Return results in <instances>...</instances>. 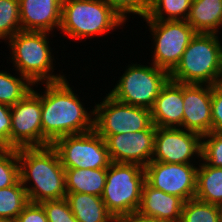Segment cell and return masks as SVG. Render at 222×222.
<instances>
[{
	"mask_svg": "<svg viewBox=\"0 0 222 222\" xmlns=\"http://www.w3.org/2000/svg\"><path fill=\"white\" fill-rule=\"evenodd\" d=\"M45 88L44 95L41 94L42 146L51 145L62 136L94 129V111L90 114L85 110L66 77L58 82H45Z\"/></svg>",
	"mask_w": 222,
	"mask_h": 222,
	"instance_id": "6da1fadb",
	"label": "cell"
},
{
	"mask_svg": "<svg viewBox=\"0 0 222 222\" xmlns=\"http://www.w3.org/2000/svg\"><path fill=\"white\" fill-rule=\"evenodd\" d=\"M18 162L20 182L31 203L66 198L65 168L52 145L19 148Z\"/></svg>",
	"mask_w": 222,
	"mask_h": 222,
	"instance_id": "7a4b0ae2",
	"label": "cell"
},
{
	"mask_svg": "<svg viewBox=\"0 0 222 222\" xmlns=\"http://www.w3.org/2000/svg\"><path fill=\"white\" fill-rule=\"evenodd\" d=\"M215 33H196L170 80L181 84L222 83V45Z\"/></svg>",
	"mask_w": 222,
	"mask_h": 222,
	"instance_id": "3957f363",
	"label": "cell"
},
{
	"mask_svg": "<svg viewBox=\"0 0 222 222\" xmlns=\"http://www.w3.org/2000/svg\"><path fill=\"white\" fill-rule=\"evenodd\" d=\"M144 182L145 169L141 165L112 162L107 168L101 198L117 222L137 212Z\"/></svg>",
	"mask_w": 222,
	"mask_h": 222,
	"instance_id": "277c9868",
	"label": "cell"
},
{
	"mask_svg": "<svg viewBox=\"0 0 222 222\" xmlns=\"http://www.w3.org/2000/svg\"><path fill=\"white\" fill-rule=\"evenodd\" d=\"M124 22L102 0H62L60 29L68 38L102 36Z\"/></svg>",
	"mask_w": 222,
	"mask_h": 222,
	"instance_id": "5b68a950",
	"label": "cell"
},
{
	"mask_svg": "<svg viewBox=\"0 0 222 222\" xmlns=\"http://www.w3.org/2000/svg\"><path fill=\"white\" fill-rule=\"evenodd\" d=\"M47 34L21 30L8 40L16 70L34 85L39 81L58 82L65 78L64 75L50 73L51 70L53 72L54 58L51 56Z\"/></svg>",
	"mask_w": 222,
	"mask_h": 222,
	"instance_id": "8992f818",
	"label": "cell"
},
{
	"mask_svg": "<svg viewBox=\"0 0 222 222\" xmlns=\"http://www.w3.org/2000/svg\"><path fill=\"white\" fill-rule=\"evenodd\" d=\"M152 66L128 65L125 73L108 94L114 99L151 110L170 74L153 63Z\"/></svg>",
	"mask_w": 222,
	"mask_h": 222,
	"instance_id": "52a82bcc",
	"label": "cell"
},
{
	"mask_svg": "<svg viewBox=\"0 0 222 222\" xmlns=\"http://www.w3.org/2000/svg\"><path fill=\"white\" fill-rule=\"evenodd\" d=\"M51 145L64 168H108L112 163L105 140L94 129L59 137Z\"/></svg>",
	"mask_w": 222,
	"mask_h": 222,
	"instance_id": "ba28073f",
	"label": "cell"
},
{
	"mask_svg": "<svg viewBox=\"0 0 222 222\" xmlns=\"http://www.w3.org/2000/svg\"><path fill=\"white\" fill-rule=\"evenodd\" d=\"M146 20L154 40L152 63L169 74L179 64L191 39L197 33L187 21Z\"/></svg>",
	"mask_w": 222,
	"mask_h": 222,
	"instance_id": "9c48e42d",
	"label": "cell"
},
{
	"mask_svg": "<svg viewBox=\"0 0 222 222\" xmlns=\"http://www.w3.org/2000/svg\"><path fill=\"white\" fill-rule=\"evenodd\" d=\"M94 111V130L99 135H117L148 129L151 110L122 103L107 94Z\"/></svg>",
	"mask_w": 222,
	"mask_h": 222,
	"instance_id": "30bf717a",
	"label": "cell"
},
{
	"mask_svg": "<svg viewBox=\"0 0 222 222\" xmlns=\"http://www.w3.org/2000/svg\"><path fill=\"white\" fill-rule=\"evenodd\" d=\"M41 95L30 91L11 106L10 149L42 147Z\"/></svg>",
	"mask_w": 222,
	"mask_h": 222,
	"instance_id": "8fae6325",
	"label": "cell"
},
{
	"mask_svg": "<svg viewBox=\"0 0 222 222\" xmlns=\"http://www.w3.org/2000/svg\"><path fill=\"white\" fill-rule=\"evenodd\" d=\"M144 169L145 181L153 188L184 201L195 197L198 167L193 164L151 161Z\"/></svg>",
	"mask_w": 222,
	"mask_h": 222,
	"instance_id": "7c38bea8",
	"label": "cell"
},
{
	"mask_svg": "<svg viewBox=\"0 0 222 222\" xmlns=\"http://www.w3.org/2000/svg\"><path fill=\"white\" fill-rule=\"evenodd\" d=\"M202 136L174 127H156L152 161L188 164L197 154L201 159Z\"/></svg>",
	"mask_w": 222,
	"mask_h": 222,
	"instance_id": "4fadbf2b",
	"label": "cell"
},
{
	"mask_svg": "<svg viewBox=\"0 0 222 222\" xmlns=\"http://www.w3.org/2000/svg\"><path fill=\"white\" fill-rule=\"evenodd\" d=\"M156 126L146 130L117 135H100L106 143L109 156L114 163L138 164L143 168L153 158Z\"/></svg>",
	"mask_w": 222,
	"mask_h": 222,
	"instance_id": "5bb4252c",
	"label": "cell"
},
{
	"mask_svg": "<svg viewBox=\"0 0 222 222\" xmlns=\"http://www.w3.org/2000/svg\"><path fill=\"white\" fill-rule=\"evenodd\" d=\"M212 85L183 84V123L187 131L204 136L212 132Z\"/></svg>",
	"mask_w": 222,
	"mask_h": 222,
	"instance_id": "9a60e30c",
	"label": "cell"
},
{
	"mask_svg": "<svg viewBox=\"0 0 222 222\" xmlns=\"http://www.w3.org/2000/svg\"><path fill=\"white\" fill-rule=\"evenodd\" d=\"M19 11L22 31L60 29L62 0H19Z\"/></svg>",
	"mask_w": 222,
	"mask_h": 222,
	"instance_id": "2e32d148",
	"label": "cell"
},
{
	"mask_svg": "<svg viewBox=\"0 0 222 222\" xmlns=\"http://www.w3.org/2000/svg\"><path fill=\"white\" fill-rule=\"evenodd\" d=\"M183 106V84L169 79L151 108L152 123L156 127L181 128Z\"/></svg>",
	"mask_w": 222,
	"mask_h": 222,
	"instance_id": "e0dca14e",
	"label": "cell"
},
{
	"mask_svg": "<svg viewBox=\"0 0 222 222\" xmlns=\"http://www.w3.org/2000/svg\"><path fill=\"white\" fill-rule=\"evenodd\" d=\"M184 202L182 198L157 190L145 181L137 213L180 222Z\"/></svg>",
	"mask_w": 222,
	"mask_h": 222,
	"instance_id": "ac0fdd59",
	"label": "cell"
},
{
	"mask_svg": "<svg viewBox=\"0 0 222 222\" xmlns=\"http://www.w3.org/2000/svg\"><path fill=\"white\" fill-rule=\"evenodd\" d=\"M66 199L78 222H117L99 196L87 193H67Z\"/></svg>",
	"mask_w": 222,
	"mask_h": 222,
	"instance_id": "d6986e66",
	"label": "cell"
},
{
	"mask_svg": "<svg viewBox=\"0 0 222 222\" xmlns=\"http://www.w3.org/2000/svg\"><path fill=\"white\" fill-rule=\"evenodd\" d=\"M186 21L197 33L218 34L222 26V0H192Z\"/></svg>",
	"mask_w": 222,
	"mask_h": 222,
	"instance_id": "ffe728a7",
	"label": "cell"
},
{
	"mask_svg": "<svg viewBox=\"0 0 222 222\" xmlns=\"http://www.w3.org/2000/svg\"><path fill=\"white\" fill-rule=\"evenodd\" d=\"M107 168H65L67 193H87L101 197L106 183Z\"/></svg>",
	"mask_w": 222,
	"mask_h": 222,
	"instance_id": "44dd1931",
	"label": "cell"
},
{
	"mask_svg": "<svg viewBox=\"0 0 222 222\" xmlns=\"http://www.w3.org/2000/svg\"><path fill=\"white\" fill-rule=\"evenodd\" d=\"M197 169V200L222 206V168L201 163Z\"/></svg>",
	"mask_w": 222,
	"mask_h": 222,
	"instance_id": "7402d4cb",
	"label": "cell"
},
{
	"mask_svg": "<svg viewBox=\"0 0 222 222\" xmlns=\"http://www.w3.org/2000/svg\"><path fill=\"white\" fill-rule=\"evenodd\" d=\"M15 77L6 71H0V103L12 106L21 101L34 84L25 76Z\"/></svg>",
	"mask_w": 222,
	"mask_h": 222,
	"instance_id": "603a6c76",
	"label": "cell"
},
{
	"mask_svg": "<svg viewBox=\"0 0 222 222\" xmlns=\"http://www.w3.org/2000/svg\"><path fill=\"white\" fill-rule=\"evenodd\" d=\"M191 4L192 0H151L147 17L159 21H186Z\"/></svg>",
	"mask_w": 222,
	"mask_h": 222,
	"instance_id": "cb8c5ba5",
	"label": "cell"
},
{
	"mask_svg": "<svg viewBox=\"0 0 222 222\" xmlns=\"http://www.w3.org/2000/svg\"><path fill=\"white\" fill-rule=\"evenodd\" d=\"M29 202L20 180L15 185L0 189V217L17 219Z\"/></svg>",
	"mask_w": 222,
	"mask_h": 222,
	"instance_id": "d4e9b609",
	"label": "cell"
},
{
	"mask_svg": "<svg viewBox=\"0 0 222 222\" xmlns=\"http://www.w3.org/2000/svg\"><path fill=\"white\" fill-rule=\"evenodd\" d=\"M220 206L196 198L184 202L180 222H218Z\"/></svg>",
	"mask_w": 222,
	"mask_h": 222,
	"instance_id": "484cf974",
	"label": "cell"
},
{
	"mask_svg": "<svg viewBox=\"0 0 222 222\" xmlns=\"http://www.w3.org/2000/svg\"><path fill=\"white\" fill-rule=\"evenodd\" d=\"M21 30L19 0H0V39L9 40Z\"/></svg>",
	"mask_w": 222,
	"mask_h": 222,
	"instance_id": "4316f807",
	"label": "cell"
},
{
	"mask_svg": "<svg viewBox=\"0 0 222 222\" xmlns=\"http://www.w3.org/2000/svg\"><path fill=\"white\" fill-rule=\"evenodd\" d=\"M20 180L18 149H0V189Z\"/></svg>",
	"mask_w": 222,
	"mask_h": 222,
	"instance_id": "83f0119b",
	"label": "cell"
},
{
	"mask_svg": "<svg viewBox=\"0 0 222 222\" xmlns=\"http://www.w3.org/2000/svg\"><path fill=\"white\" fill-rule=\"evenodd\" d=\"M202 140L201 159L209 166L222 168V132H210Z\"/></svg>",
	"mask_w": 222,
	"mask_h": 222,
	"instance_id": "f1b7e54d",
	"label": "cell"
},
{
	"mask_svg": "<svg viewBox=\"0 0 222 222\" xmlns=\"http://www.w3.org/2000/svg\"><path fill=\"white\" fill-rule=\"evenodd\" d=\"M110 6L125 22L127 14H138L145 18L149 11L151 0H102Z\"/></svg>",
	"mask_w": 222,
	"mask_h": 222,
	"instance_id": "f546056e",
	"label": "cell"
},
{
	"mask_svg": "<svg viewBox=\"0 0 222 222\" xmlns=\"http://www.w3.org/2000/svg\"><path fill=\"white\" fill-rule=\"evenodd\" d=\"M40 204L45 209L48 222H78L66 198L46 200Z\"/></svg>",
	"mask_w": 222,
	"mask_h": 222,
	"instance_id": "4dcf8cb0",
	"label": "cell"
},
{
	"mask_svg": "<svg viewBox=\"0 0 222 222\" xmlns=\"http://www.w3.org/2000/svg\"><path fill=\"white\" fill-rule=\"evenodd\" d=\"M212 132H222V83L212 85Z\"/></svg>",
	"mask_w": 222,
	"mask_h": 222,
	"instance_id": "1f68e13d",
	"label": "cell"
},
{
	"mask_svg": "<svg viewBox=\"0 0 222 222\" xmlns=\"http://www.w3.org/2000/svg\"><path fill=\"white\" fill-rule=\"evenodd\" d=\"M11 107L0 103V149H10Z\"/></svg>",
	"mask_w": 222,
	"mask_h": 222,
	"instance_id": "d6a6232c",
	"label": "cell"
},
{
	"mask_svg": "<svg viewBox=\"0 0 222 222\" xmlns=\"http://www.w3.org/2000/svg\"><path fill=\"white\" fill-rule=\"evenodd\" d=\"M17 222H48L45 209L40 203H31L18 215Z\"/></svg>",
	"mask_w": 222,
	"mask_h": 222,
	"instance_id": "836d02e7",
	"label": "cell"
},
{
	"mask_svg": "<svg viewBox=\"0 0 222 222\" xmlns=\"http://www.w3.org/2000/svg\"><path fill=\"white\" fill-rule=\"evenodd\" d=\"M121 222H175V221L156 218V217H149L135 212L130 216L124 218Z\"/></svg>",
	"mask_w": 222,
	"mask_h": 222,
	"instance_id": "e575fe53",
	"label": "cell"
},
{
	"mask_svg": "<svg viewBox=\"0 0 222 222\" xmlns=\"http://www.w3.org/2000/svg\"><path fill=\"white\" fill-rule=\"evenodd\" d=\"M0 222H17V220L8 217H0Z\"/></svg>",
	"mask_w": 222,
	"mask_h": 222,
	"instance_id": "d590c367",
	"label": "cell"
},
{
	"mask_svg": "<svg viewBox=\"0 0 222 222\" xmlns=\"http://www.w3.org/2000/svg\"><path fill=\"white\" fill-rule=\"evenodd\" d=\"M218 222H222V206H220Z\"/></svg>",
	"mask_w": 222,
	"mask_h": 222,
	"instance_id": "8d00e7d4",
	"label": "cell"
}]
</instances>
